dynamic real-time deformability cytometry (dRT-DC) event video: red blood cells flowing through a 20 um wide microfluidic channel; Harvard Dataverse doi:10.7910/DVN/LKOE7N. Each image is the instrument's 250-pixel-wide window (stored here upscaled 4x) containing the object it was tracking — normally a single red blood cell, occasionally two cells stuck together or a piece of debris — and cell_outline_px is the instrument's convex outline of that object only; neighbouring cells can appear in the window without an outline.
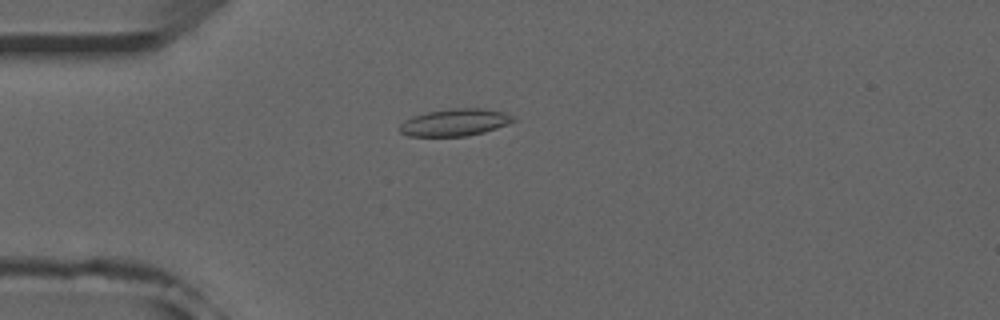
{"species": "common noctule bat (a hibernating species)", "species_latin": "Nyctalus noctula", "temperature_condition": "room temperature", "stored_images_in_passage": 52, "camera_frame_rate_fps": 3000, "um_per_image_px": 0.085, "animal": {"sex": "male", "forearm_length_mm": 52.5}, "frame": {"image": 1, "passage_image": 14, "time_ms": 4.333, "image_size_px": [1000, 320], "cell_outline_px": [[516, 120], [508, 124], [484, 132], [468, 136], [408, 136], [400, 132], [400, 124], [404, 120], [412, 116], [428, 112], [452, 108], [480, 108], [504, 112], [516, 116]], "centroid_in_image_um": [38.69, 10.4], "position_along_channel_um": 46.3, "area_um2": 18.03}}
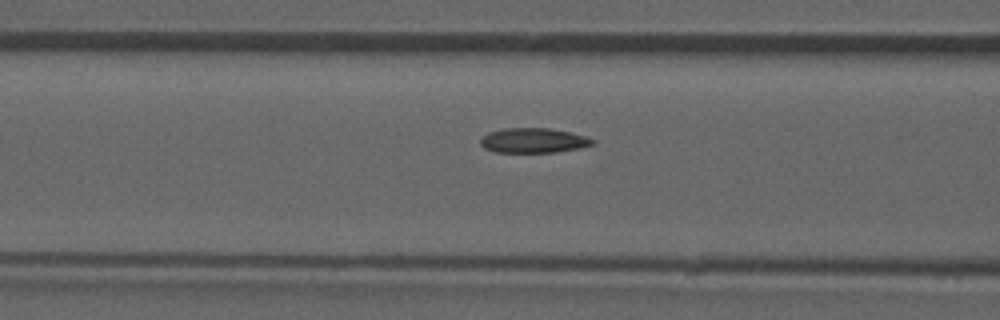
{"frame": {"image": 2, "passage_image": 21, "time_ms": 6.667, "image_size_px": [1000, 320], "cell_outline_px": [[596, 144], [580, 148], [556, 152], [496, 152], [484, 148], [480, 144], [480, 140], [488, 132], [504, 128], [548, 128], [568, 132], [584, 136], [596, 140]], "centroid_in_image_um": [45.35, 11.94], "position_along_channel_um": 121.2, "area_um2": 16.18}}
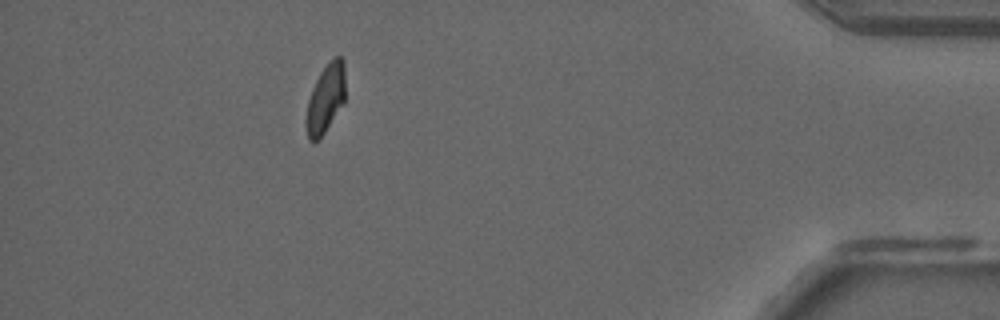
{"frame": {"image": 3, "passage_image": 47, "time_ms": 15.333, "image_size_px": [1000, 320], "cell_outline_px": [[344, 104], [324, 132], [316, 140], [308, 140], [304, 124], [304, 120], [308, 100], [312, 88], [320, 72], [336, 56], [340, 56], [344, 60]], "centroid_in_image_um": [27.65, 8.41], "position_along_channel_um": 407.6, "area_um2": 15.61}, "authors_computed_cell_mechanics": {"area_um2": 16.7909, "velocity_mm_per_s": 3.9373, "shape_relaxation_time_tau1_ms": 7.4035, "shape_relaxation_time_tau2_ms": 2.2106, "deformation_change_tau1": 0.1582, "deformation_change_tau2": 0.0679}}